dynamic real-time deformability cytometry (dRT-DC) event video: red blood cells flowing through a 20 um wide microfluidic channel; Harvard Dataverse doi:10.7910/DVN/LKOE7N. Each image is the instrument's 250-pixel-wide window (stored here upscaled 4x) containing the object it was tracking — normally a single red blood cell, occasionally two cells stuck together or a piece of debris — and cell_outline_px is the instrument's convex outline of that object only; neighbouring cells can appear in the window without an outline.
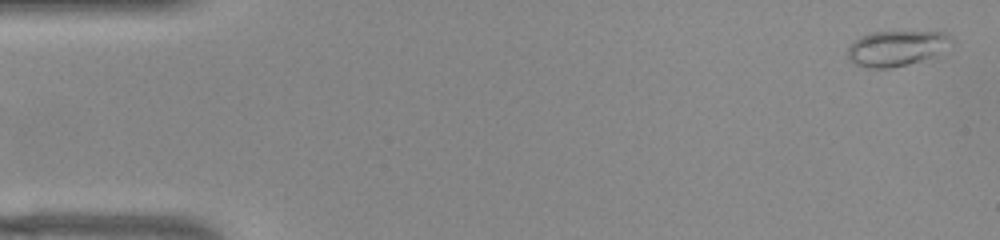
{"species": "common noctule bat (a hibernating species)", "species_latin": "Nyctalus noctula", "temperature_condition": "warm", "stored_images_in_passage": 52, "camera_frame_rate_fps": 3000, "um_per_image_px": 0.085, "animal": {"sex": "female", "body_mass_g": 22.0, "forearm_length_mm": 56.7}, "frame": {"image": 1, "passage_image": 2, "time_ms": 0.333, "image_size_px": [1000, 240], "cell_outline_px": [[952, 40], [932, 56], [908, 64], [892, 68], [868, 68], [856, 64], [848, 56], [848, 48], [856, 40], [872, 32], [944, 32]], "centroid_in_image_um": [76.14, 4.11], "position_along_channel_um": 8.9, "area_um2": 20.52}}
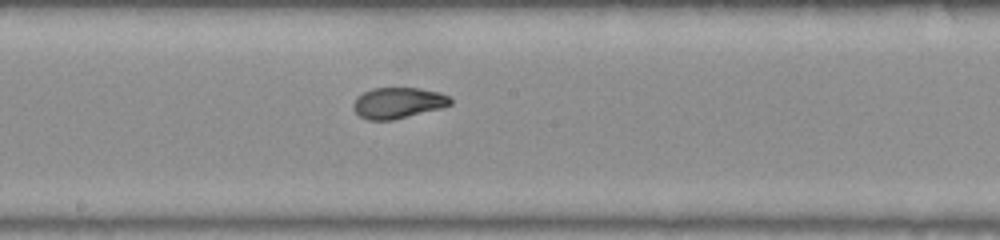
{"frame": {"image": 2, "passage_image": 28, "time_ms": 9.0, "image_size_px": [1000, 240], "cell_outline_px": [[452, 104], [444, 108], [392, 120], [368, 120], [360, 116], [352, 108], [352, 104], [356, 96], [372, 88], [420, 88], [440, 92], [448, 96], [452, 100]], "centroid_in_image_um": [33.84, 8.74], "position_along_channel_um": 214.4, "area_um2": 17.74}}
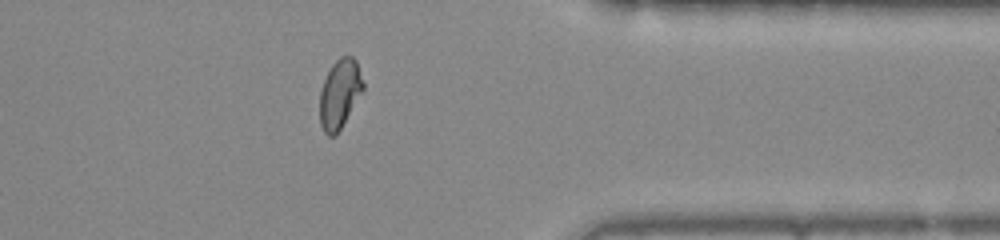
{"frame": {"image": 3, "passage_image": 42, "time_ms": 13.667, "image_size_px": [1000, 240], "cell_outline_px": [[364, 88], [336, 136], [328, 136], [324, 132], [320, 124], [320, 92], [324, 80], [332, 64], [340, 56], [352, 56], [356, 60], [364, 84]], "centroid_in_image_um": [28.87, 7.98], "position_along_channel_um": 382.5, "area_um2": 17.28}, "authors_computed_cell_mechanics": {"area_um2": 18.2648, "velocity_mm_per_s": 3.8927, "shape_relaxation_time_tau1_ms": null, "shape_relaxation_time_tau2_ms": 0.9657, "deformation_change_tau1": null, "deformation_change_tau2": 0.0557}}